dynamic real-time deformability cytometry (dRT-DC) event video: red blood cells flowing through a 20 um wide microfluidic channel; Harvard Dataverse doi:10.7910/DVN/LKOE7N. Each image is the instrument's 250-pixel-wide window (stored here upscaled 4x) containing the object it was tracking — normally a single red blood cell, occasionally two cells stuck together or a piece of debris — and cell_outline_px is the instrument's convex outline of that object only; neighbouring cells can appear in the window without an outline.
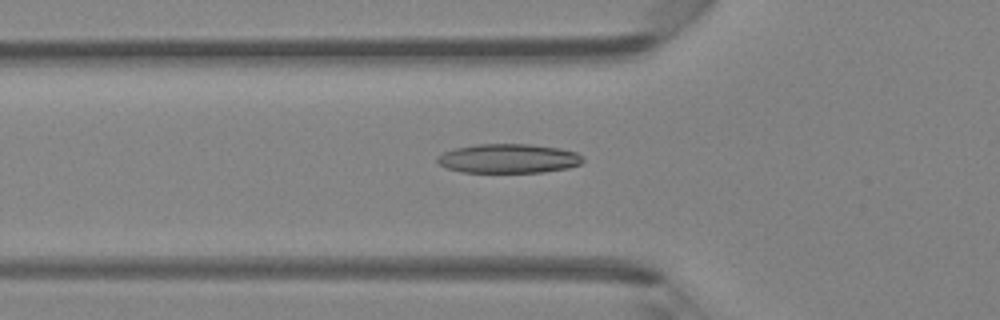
{"species": "Egyptian fruit bat (a non-hibernating species)", "species_latin": "Rousettus aegyptiacus", "temperature_condition": "room temperature", "stored_images_in_passage": 39, "camera_frame_rate_fps": 3000, "um_per_image_px": 0.085, "animal": {"sex": "female"}, "frame": {"image": 1, "passage_image": 9, "time_ms": 2.667, "image_size_px": [1000, 320], "cell_outline_px": [[584, 160], [580, 164], [568, 168], [544, 172], [460, 172], [448, 168], [440, 164], [436, 160], [436, 156], [444, 152], [456, 148], [476, 144], [528, 144], [560, 148], [576, 152]], "centroid_in_image_um": [43.21, 13.47], "position_along_channel_um": 82.6, "area_um2": 24.74}}
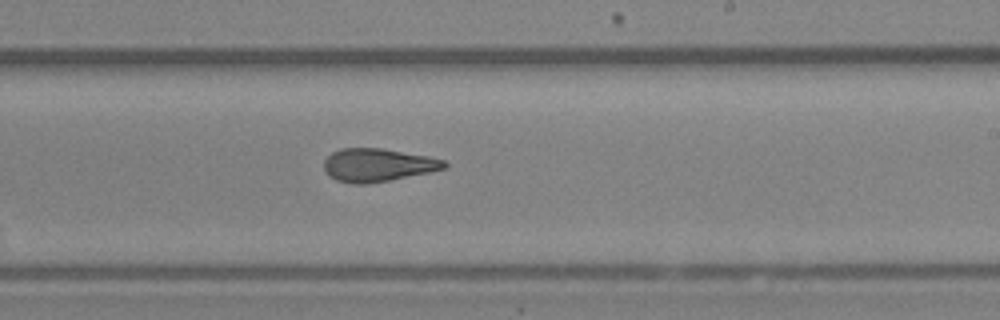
{"frame": {"image": 2, "passage_image": 21, "time_ms": 6.667, "image_size_px": [1000, 320], "cell_outline_px": [[448, 168], [368, 184], [352, 184], [336, 180], [328, 176], [324, 172], [324, 160], [332, 152], [340, 148], [384, 148], [428, 156], [444, 160], [448, 164]], "centroid_in_image_um": [32.08, 14.02], "position_along_channel_um": 256.9, "area_um2": 23.35}}
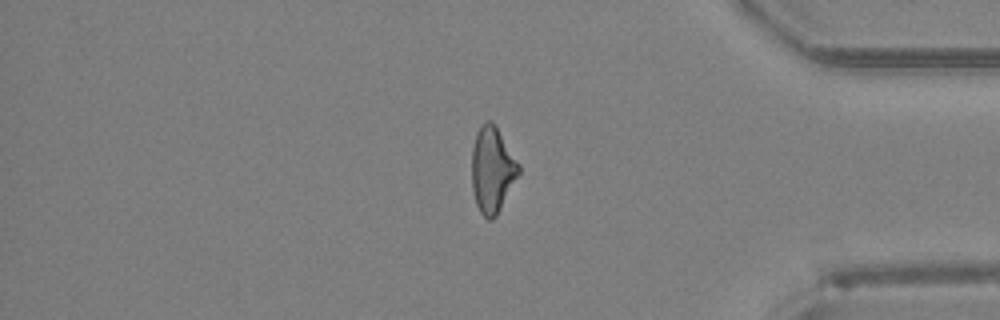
{"frame": {"image": 3, "passage_image": 32, "time_ms": 10.333, "image_size_px": [1000, 320], "cell_outline_px": [[520, 172], [496, 216], [492, 220], [488, 220], [480, 212], [476, 204], [472, 188], [472, 148], [476, 132], [480, 124], [484, 120], [492, 120], [496, 124], [520, 164]], "centroid_in_image_um": [41.84, 14.37], "position_along_channel_um": 393.4, "area_um2": 23.76}, "authors_computed_cell_mechanics": {"area_um2": 23.698, "velocity_mm_per_s": 4.3614, "shape_relaxation_time_tau1_ms": null, "shape_relaxation_time_tau2_ms": 2.9996, "deformation_change_tau1": null, "deformation_change_tau2": 0.1256}}